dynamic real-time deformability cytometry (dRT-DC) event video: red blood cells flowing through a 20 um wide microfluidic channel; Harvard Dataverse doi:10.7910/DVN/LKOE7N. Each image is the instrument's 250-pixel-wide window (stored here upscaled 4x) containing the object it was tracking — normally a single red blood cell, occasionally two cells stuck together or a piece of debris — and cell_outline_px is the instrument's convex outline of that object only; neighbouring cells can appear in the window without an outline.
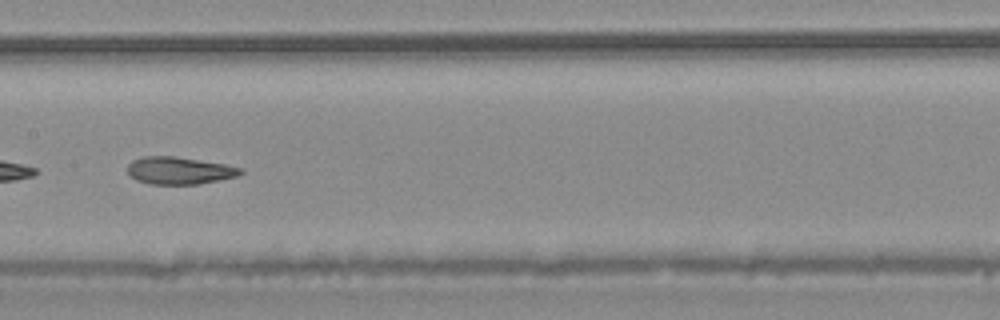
{"species": "common noctule bat (a hibernating species)", "species_latin": "Nyctalus noctula", "temperature_condition": "warm", "stored_images_in_passage": 34, "camera_frame_rate_fps": 3000, "um_per_image_px": 0.085, "animal": {"sex": "male", "body_mass_g": 20.4}, "frame": {"image": 1, "passage_image": 25, "time_ms": 8.0, "image_size_px": [1000, 320], "cell_outline_px": [[244, 172], [236, 176], [220, 180], [200, 184], [148, 184], [136, 180], [128, 172], [128, 164], [132, 160], [144, 156], [176, 156], [224, 164], [244, 168]], "centroid_in_image_um": [15.25, 14.5], "position_along_channel_um": 192.1, "area_um2": 18.09}}